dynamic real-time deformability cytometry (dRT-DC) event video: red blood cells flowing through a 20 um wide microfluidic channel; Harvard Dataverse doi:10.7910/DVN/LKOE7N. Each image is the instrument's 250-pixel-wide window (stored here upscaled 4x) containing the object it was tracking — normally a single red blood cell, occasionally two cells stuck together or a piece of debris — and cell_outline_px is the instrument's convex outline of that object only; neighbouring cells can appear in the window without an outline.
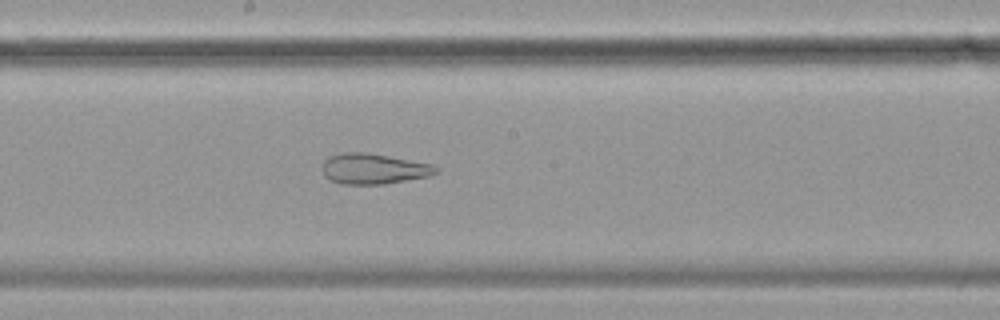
{"species": "common noctule bat (a hibernating species)", "species_latin": "Nyctalus noctula", "temperature_condition": "cold", "stored_images_in_passage": 55, "camera_frame_rate_fps": 3000, "um_per_image_px": 0.085, "animal": {"sex": "female", "body_mass_g": 19.9}, "frame": {"image": 1, "passage_image": 29, "time_ms": 9.333, "image_size_px": [1000, 320], "cell_outline_px": [[440, 172], [428, 176], [384, 184], [340, 184], [324, 176], [324, 160], [328, 156], [344, 152], [364, 152], [388, 156], [432, 164], [440, 168]], "centroid_in_image_um": [31.78, 14.34], "position_along_channel_um": 216.4, "area_um2": 20.11}}
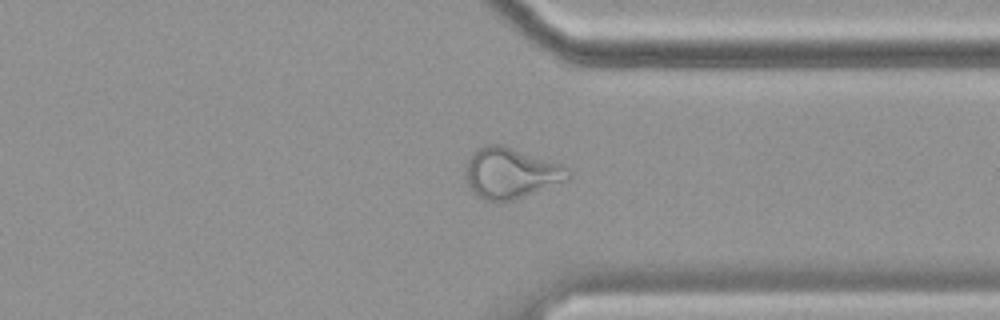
{"frame": {"image": 2, "passage_image": 42, "time_ms": 13.667, "image_size_px": [1000, 320], "cell_outline_px": [[572, 176], [568, 180], [512, 200], [484, 200], [476, 196], [468, 188], [464, 176], [464, 172], [468, 160], [472, 152], [476, 148], [488, 144], [500, 144], [564, 164], [572, 172]], "centroid_in_image_um": [43.4, 14.69], "position_along_channel_um": 368.0, "area_um2": 30.58}}
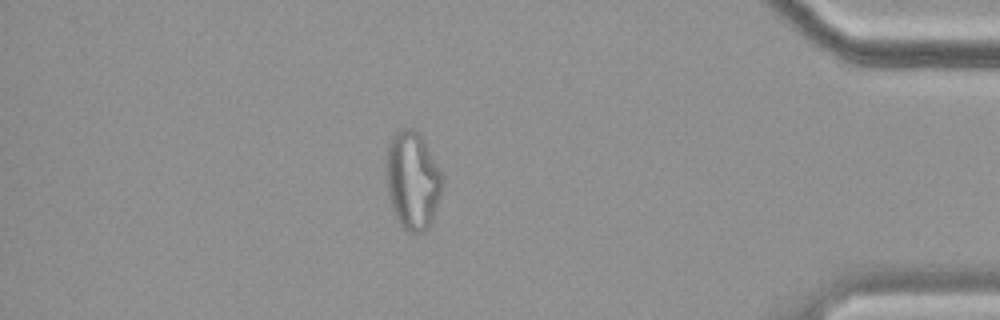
{"frame": {"image": 3, "passage_image": 48, "time_ms": 15.667, "image_size_px": [1000, 320], "cell_outline_px": [[444, 180], [440, 196], [432, 224], [424, 232], [416, 236], [404, 228], [396, 220], [392, 208], [388, 192], [384, 168], [388, 144], [392, 136], [400, 128], [412, 128], [420, 132], [444, 176]], "centroid_in_image_um": [35.07, 15.34], "position_along_channel_um": 400.1, "area_um2": 33.0}}